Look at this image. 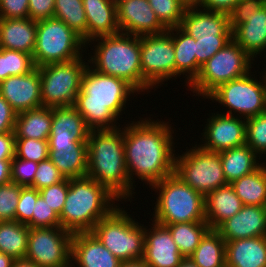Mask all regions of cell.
<instances>
[{
  "mask_svg": "<svg viewBox=\"0 0 266 267\" xmlns=\"http://www.w3.org/2000/svg\"><path fill=\"white\" fill-rule=\"evenodd\" d=\"M147 118L141 117L142 120L126 124L123 136L130 183L133 185L137 177L150 187L174 173L177 155L173 149V126L169 122Z\"/></svg>",
  "mask_w": 266,
  "mask_h": 267,
  "instance_id": "obj_1",
  "label": "cell"
},
{
  "mask_svg": "<svg viewBox=\"0 0 266 267\" xmlns=\"http://www.w3.org/2000/svg\"><path fill=\"white\" fill-rule=\"evenodd\" d=\"M134 93L139 94L124 79L97 72L88 64L74 107L90 130L115 129L120 127L117 126V119Z\"/></svg>",
  "mask_w": 266,
  "mask_h": 267,
  "instance_id": "obj_2",
  "label": "cell"
},
{
  "mask_svg": "<svg viewBox=\"0 0 266 267\" xmlns=\"http://www.w3.org/2000/svg\"><path fill=\"white\" fill-rule=\"evenodd\" d=\"M87 143L86 176L105 186L120 201L128 198L126 201L131 202L135 188L127 174L123 128L90 130Z\"/></svg>",
  "mask_w": 266,
  "mask_h": 267,
  "instance_id": "obj_3",
  "label": "cell"
},
{
  "mask_svg": "<svg viewBox=\"0 0 266 267\" xmlns=\"http://www.w3.org/2000/svg\"><path fill=\"white\" fill-rule=\"evenodd\" d=\"M119 199L105 186L84 176L69 179V188L60 217L61 228L72 234L91 232L94 226L107 217Z\"/></svg>",
  "mask_w": 266,
  "mask_h": 267,
  "instance_id": "obj_4",
  "label": "cell"
},
{
  "mask_svg": "<svg viewBox=\"0 0 266 267\" xmlns=\"http://www.w3.org/2000/svg\"><path fill=\"white\" fill-rule=\"evenodd\" d=\"M89 42H97L91 49L94 55H88L91 59L87 60L95 71L124 79L142 93L140 36L118 33Z\"/></svg>",
  "mask_w": 266,
  "mask_h": 267,
  "instance_id": "obj_5",
  "label": "cell"
},
{
  "mask_svg": "<svg viewBox=\"0 0 266 267\" xmlns=\"http://www.w3.org/2000/svg\"><path fill=\"white\" fill-rule=\"evenodd\" d=\"M151 189L158 195L152 221L163 226L206 221L205 197L174 173L151 185Z\"/></svg>",
  "mask_w": 266,
  "mask_h": 267,
  "instance_id": "obj_6",
  "label": "cell"
},
{
  "mask_svg": "<svg viewBox=\"0 0 266 267\" xmlns=\"http://www.w3.org/2000/svg\"><path fill=\"white\" fill-rule=\"evenodd\" d=\"M127 213L117 206L91 231L122 262L142 259L144 254L145 226Z\"/></svg>",
  "mask_w": 266,
  "mask_h": 267,
  "instance_id": "obj_7",
  "label": "cell"
},
{
  "mask_svg": "<svg viewBox=\"0 0 266 267\" xmlns=\"http://www.w3.org/2000/svg\"><path fill=\"white\" fill-rule=\"evenodd\" d=\"M84 47L87 46L82 37L62 20L51 17L37 21L36 42L32 55L35 67L83 57Z\"/></svg>",
  "mask_w": 266,
  "mask_h": 267,
  "instance_id": "obj_8",
  "label": "cell"
},
{
  "mask_svg": "<svg viewBox=\"0 0 266 267\" xmlns=\"http://www.w3.org/2000/svg\"><path fill=\"white\" fill-rule=\"evenodd\" d=\"M254 61L233 39L214 54L188 85L197 96L207 98L220 85L251 72Z\"/></svg>",
  "mask_w": 266,
  "mask_h": 267,
  "instance_id": "obj_9",
  "label": "cell"
},
{
  "mask_svg": "<svg viewBox=\"0 0 266 267\" xmlns=\"http://www.w3.org/2000/svg\"><path fill=\"white\" fill-rule=\"evenodd\" d=\"M82 57L39 66L42 107L74 106L88 62Z\"/></svg>",
  "mask_w": 266,
  "mask_h": 267,
  "instance_id": "obj_10",
  "label": "cell"
},
{
  "mask_svg": "<svg viewBox=\"0 0 266 267\" xmlns=\"http://www.w3.org/2000/svg\"><path fill=\"white\" fill-rule=\"evenodd\" d=\"M174 174L204 197L227 183L220 153L196 145L175 157Z\"/></svg>",
  "mask_w": 266,
  "mask_h": 267,
  "instance_id": "obj_11",
  "label": "cell"
},
{
  "mask_svg": "<svg viewBox=\"0 0 266 267\" xmlns=\"http://www.w3.org/2000/svg\"><path fill=\"white\" fill-rule=\"evenodd\" d=\"M252 73L254 72L220 85L207 99L227 107L228 112L224 114L245 119L266 112L265 74L262 73L263 79L258 81Z\"/></svg>",
  "mask_w": 266,
  "mask_h": 267,
  "instance_id": "obj_12",
  "label": "cell"
},
{
  "mask_svg": "<svg viewBox=\"0 0 266 267\" xmlns=\"http://www.w3.org/2000/svg\"><path fill=\"white\" fill-rule=\"evenodd\" d=\"M142 92L175 78L173 27L161 34L140 36ZM174 77V78H173Z\"/></svg>",
  "mask_w": 266,
  "mask_h": 267,
  "instance_id": "obj_13",
  "label": "cell"
},
{
  "mask_svg": "<svg viewBox=\"0 0 266 267\" xmlns=\"http://www.w3.org/2000/svg\"><path fill=\"white\" fill-rule=\"evenodd\" d=\"M72 237L61 227L29 228L25 259L38 267H72Z\"/></svg>",
  "mask_w": 266,
  "mask_h": 267,
  "instance_id": "obj_14",
  "label": "cell"
},
{
  "mask_svg": "<svg viewBox=\"0 0 266 267\" xmlns=\"http://www.w3.org/2000/svg\"><path fill=\"white\" fill-rule=\"evenodd\" d=\"M203 131L204 142L198 145L206 151L220 153L246 144V119L242 117L212 113Z\"/></svg>",
  "mask_w": 266,
  "mask_h": 267,
  "instance_id": "obj_15",
  "label": "cell"
},
{
  "mask_svg": "<svg viewBox=\"0 0 266 267\" xmlns=\"http://www.w3.org/2000/svg\"><path fill=\"white\" fill-rule=\"evenodd\" d=\"M120 33L135 36L161 34L168 29L159 21L148 0H122L117 4Z\"/></svg>",
  "mask_w": 266,
  "mask_h": 267,
  "instance_id": "obj_16",
  "label": "cell"
},
{
  "mask_svg": "<svg viewBox=\"0 0 266 267\" xmlns=\"http://www.w3.org/2000/svg\"><path fill=\"white\" fill-rule=\"evenodd\" d=\"M0 95L17 113L42 107L39 68L1 81Z\"/></svg>",
  "mask_w": 266,
  "mask_h": 267,
  "instance_id": "obj_17",
  "label": "cell"
},
{
  "mask_svg": "<svg viewBox=\"0 0 266 267\" xmlns=\"http://www.w3.org/2000/svg\"><path fill=\"white\" fill-rule=\"evenodd\" d=\"M153 223V224H152ZM145 227L144 254L142 260L149 267H178L185 258L166 226L152 222Z\"/></svg>",
  "mask_w": 266,
  "mask_h": 267,
  "instance_id": "obj_18",
  "label": "cell"
},
{
  "mask_svg": "<svg viewBox=\"0 0 266 267\" xmlns=\"http://www.w3.org/2000/svg\"><path fill=\"white\" fill-rule=\"evenodd\" d=\"M216 230L225 241L266 236V206L244 205Z\"/></svg>",
  "mask_w": 266,
  "mask_h": 267,
  "instance_id": "obj_19",
  "label": "cell"
},
{
  "mask_svg": "<svg viewBox=\"0 0 266 267\" xmlns=\"http://www.w3.org/2000/svg\"><path fill=\"white\" fill-rule=\"evenodd\" d=\"M120 267L115 257L92 232L74 233L71 242V266Z\"/></svg>",
  "mask_w": 266,
  "mask_h": 267,
  "instance_id": "obj_20",
  "label": "cell"
},
{
  "mask_svg": "<svg viewBox=\"0 0 266 267\" xmlns=\"http://www.w3.org/2000/svg\"><path fill=\"white\" fill-rule=\"evenodd\" d=\"M195 40L202 36L232 35L229 15L188 6L179 26Z\"/></svg>",
  "mask_w": 266,
  "mask_h": 267,
  "instance_id": "obj_21",
  "label": "cell"
},
{
  "mask_svg": "<svg viewBox=\"0 0 266 267\" xmlns=\"http://www.w3.org/2000/svg\"><path fill=\"white\" fill-rule=\"evenodd\" d=\"M87 20V44L100 37L120 33L117 5L110 0H82Z\"/></svg>",
  "mask_w": 266,
  "mask_h": 267,
  "instance_id": "obj_22",
  "label": "cell"
},
{
  "mask_svg": "<svg viewBox=\"0 0 266 267\" xmlns=\"http://www.w3.org/2000/svg\"><path fill=\"white\" fill-rule=\"evenodd\" d=\"M232 38L253 60L266 52V3L232 31Z\"/></svg>",
  "mask_w": 266,
  "mask_h": 267,
  "instance_id": "obj_23",
  "label": "cell"
},
{
  "mask_svg": "<svg viewBox=\"0 0 266 267\" xmlns=\"http://www.w3.org/2000/svg\"><path fill=\"white\" fill-rule=\"evenodd\" d=\"M37 21L30 18H0V48L33 55Z\"/></svg>",
  "mask_w": 266,
  "mask_h": 267,
  "instance_id": "obj_24",
  "label": "cell"
},
{
  "mask_svg": "<svg viewBox=\"0 0 266 267\" xmlns=\"http://www.w3.org/2000/svg\"><path fill=\"white\" fill-rule=\"evenodd\" d=\"M226 267H266V236L226 241Z\"/></svg>",
  "mask_w": 266,
  "mask_h": 267,
  "instance_id": "obj_25",
  "label": "cell"
},
{
  "mask_svg": "<svg viewBox=\"0 0 266 267\" xmlns=\"http://www.w3.org/2000/svg\"><path fill=\"white\" fill-rule=\"evenodd\" d=\"M243 203L231 184L221 186L205 197V217L210 229H216L226 219L238 213Z\"/></svg>",
  "mask_w": 266,
  "mask_h": 267,
  "instance_id": "obj_26",
  "label": "cell"
},
{
  "mask_svg": "<svg viewBox=\"0 0 266 267\" xmlns=\"http://www.w3.org/2000/svg\"><path fill=\"white\" fill-rule=\"evenodd\" d=\"M220 159L224 177L229 184L254 172L263 164V162L260 161L259 163L258 161L260 156L247 144L220 152Z\"/></svg>",
  "mask_w": 266,
  "mask_h": 267,
  "instance_id": "obj_27",
  "label": "cell"
},
{
  "mask_svg": "<svg viewBox=\"0 0 266 267\" xmlns=\"http://www.w3.org/2000/svg\"><path fill=\"white\" fill-rule=\"evenodd\" d=\"M52 125V108L39 107L17 113L15 138L48 140Z\"/></svg>",
  "mask_w": 266,
  "mask_h": 267,
  "instance_id": "obj_28",
  "label": "cell"
},
{
  "mask_svg": "<svg viewBox=\"0 0 266 267\" xmlns=\"http://www.w3.org/2000/svg\"><path fill=\"white\" fill-rule=\"evenodd\" d=\"M87 154V141H80L71 150L49 151V159L65 178H80L87 174Z\"/></svg>",
  "mask_w": 266,
  "mask_h": 267,
  "instance_id": "obj_29",
  "label": "cell"
},
{
  "mask_svg": "<svg viewBox=\"0 0 266 267\" xmlns=\"http://www.w3.org/2000/svg\"><path fill=\"white\" fill-rule=\"evenodd\" d=\"M175 32V33H174ZM173 45L175 52V79L181 74L187 86L196 78L195 39L179 26L173 27Z\"/></svg>",
  "mask_w": 266,
  "mask_h": 267,
  "instance_id": "obj_30",
  "label": "cell"
},
{
  "mask_svg": "<svg viewBox=\"0 0 266 267\" xmlns=\"http://www.w3.org/2000/svg\"><path fill=\"white\" fill-rule=\"evenodd\" d=\"M226 241L216 229H209L189 258L198 267H226Z\"/></svg>",
  "mask_w": 266,
  "mask_h": 267,
  "instance_id": "obj_31",
  "label": "cell"
},
{
  "mask_svg": "<svg viewBox=\"0 0 266 267\" xmlns=\"http://www.w3.org/2000/svg\"><path fill=\"white\" fill-rule=\"evenodd\" d=\"M231 185L243 205L266 206V162Z\"/></svg>",
  "mask_w": 266,
  "mask_h": 267,
  "instance_id": "obj_32",
  "label": "cell"
},
{
  "mask_svg": "<svg viewBox=\"0 0 266 267\" xmlns=\"http://www.w3.org/2000/svg\"><path fill=\"white\" fill-rule=\"evenodd\" d=\"M29 227L15 220L0 221V252L13 259H25Z\"/></svg>",
  "mask_w": 266,
  "mask_h": 267,
  "instance_id": "obj_33",
  "label": "cell"
},
{
  "mask_svg": "<svg viewBox=\"0 0 266 267\" xmlns=\"http://www.w3.org/2000/svg\"><path fill=\"white\" fill-rule=\"evenodd\" d=\"M165 226L169 229L180 253L185 258L195 251L202 237L210 229L206 221L184 222Z\"/></svg>",
  "mask_w": 266,
  "mask_h": 267,
  "instance_id": "obj_34",
  "label": "cell"
},
{
  "mask_svg": "<svg viewBox=\"0 0 266 267\" xmlns=\"http://www.w3.org/2000/svg\"><path fill=\"white\" fill-rule=\"evenodd\" d=\"M53 17L65 22L87 44V20L82 0H55Z\"/></svg>",
  "mask_w": 266,
  "mask_h": 267,
  "instance_id": "obj_35",
  "label": "cell"
},
{
  "mask_svg": "<svg viewBox=\"0 0 266 267\" xmlns=\"http://www.w3.org/2000/svg\"><path fill=\"white\" fill-rule=\"evenodd\" d=\"M51 129L68 130L79 141H87L90 129L74 106L53 107Z\"/></svg>",
  "mask_w": 266,
  "mask_h": 267,
  "instance_id": "obj_36",
  "label": "cell"
},
{
  "mask_svg": "<svg viewBox=\"0 0 266 267\" xmlns=\"http://www.w3.org/2000/svg\"><path fill=\"white\" fill-rule=\"evenodd\" d=\"M34 68L31 54L0 48V82L10 76L30 73Z\"/></svg>",
  "mask_w": 266,
  "mask_h": 267,
  "instance_id": "obj_37",
  "label": "cell"
},
{
  "mask_svg": "<svg viewBox=\"0 0 266 267\" xmlns=\"http://www.w3.org/2000/svg\"><path fill=\"white\" fill-rule=\"evenodd\" d=\"M148 3L167 29L180 26L188 7L182 0H148Z\"/></svg>",
  "mask_w": 266,
  "mask_h": 267,
  "instance_id": "obj_38",
  "label": "cell"
},
{
  "mask_svg": "<svg viewBox=\"0 0 266 267\" xmlns=\"http://www.w3.org/2000/svg\"><path fill=\"white\" fill-rule=\"evenodd\" d=\"M232 35L202 36L195 40L196 76L214 54L232 40Z\"/></svg>",
  "mask_w": 266,
  "mask_h": 267,
  "instance_id": "obj_39",
  "label": "cell"
},
{
  "mask_svg": "<svg viewBox=\"0 0 266 267\" xmlns=\"http://www.w3.org/2000/svg\"><path fill=\"white\" fill-rule=\"evenodd\" d=\"M246 144L260 157L266 154V112L246 119Z\"/></svg>",
  "mask_w": 266,
  "mask_h": 267,
  "instance_id": "obj_40",
  "label": "cell"
},
{
  "mask_svg": "<svg viewBox=\"0 0 266 267\" xmlns=\"http://www.w3.org/2000/svg\"><path fill=\"white\" fill-rule=\"evenodd\" d=\"M15 156L24 160L39 163L49 158L48 140L33 138H15Z\"/></svg>",
  "mask_w": 266,
  "mask_h": 267,
  "instance_id": "obj_41",
  "label": "cell"
},
{
  "mask_svg": "<svg viewBox=\"0 0 266 267\" xmlns=\"http://www.w3.org/2000/svg\"><path fill=\"white\" fill-rule=\"evenodd\" d=\"M22 187L14 182L0 185V221L15 220V212Z\"/></svg>",
  "mask_w": 266,
  "mask_h": 267,
  "instance_id": "obj_42",
  "label": "cell"
},
{
  "mask_svg": "<svg viewBox=\"0 0 266 267\" xmlns=\"http://www.w3.org/2000/svg\"><path fill=\"white\" fill-rule=\"evenodd\" d=\"M40 196L39 190L30 186L22 187L15 212V221L32 228L34 205Z\"/></svg>",
  "mask_w": 266,
  "mask_h": 267,
  "instance_id": "obj_43",
  "label": "cell"
},
{
  "mask_svg": "<svg viewBox=\"0 0 266 267\" xmlns=\"http://www.w3.org/2000/svg\"><path fill=\"white\" fill-rule=\"evenodd\" d=\"M64 179L65 177L59 172L58 168L47 158L38 163L33 184L30 187L41 190L58 184Z\"/></svg>",
  "mask_w": 266,
  "mask_h": 267,
  "instance_id": "obj_44",
  "label": "cell"
},
{
  "mask_svg": "<svg viewBox=\"0 0 266 267\" xmlns=\"http://www.w3.org/2000/svg\"><path fill=\"white\" fill-rule=\"evenodd\" d=\"M38 163L13 157L11 161V182L20 186H31L34 181Z\"/></svg>",
  "mask_w": 266,
  "mask_h": 267,
  "instance_id": "obj_45",
  "label": "cell"
},
{
  "mask_svg": "<svg viewBox=\"0 0 266 267\" xmlns=\"http://www.w3.org/2000/svg\"><path fill=\"white\" fill-rule=\"evenodd\" d=\"M61 227L60 217L40 195L34 205L32 228Z\"/></svg>",
  "mask_w": 266,
  "mask_h": 267,
  "instance_id": "obj_46",
  "label": "cell"
},
{
  "mask_svg": "<svg viewBox=\"0 0 266 267\" xmlns=\"http://www.w3.org/2000/svg\"><path fill=\"white\" fill-rule=\"evenodd\" d=\"M69 188V178H65L58 184L39 190L40 195L47 204L60 215L64 207L66 196Z\"/></svg>",
  "mask_w": 266,
  "mask_h": 267,
  "instance_id": "obj_47",
  "label": "cell"
},
{
  "mask_svg": "<svg viewBox=\"0 0 266 267\" xmlns=\"http://www.w3.org/2000/svg\"><path fill=\"white\" fill-rule=\"evenodd\" d=\"M266 0H240L229 14L230 29L233 31L238 25L247 21V16L260 9Z\"/></svg>",
  "mask_w": 266,
  "mask_h": 267,
  "instance_id": "obj_48",
  "label": "cell"
},
{
  "mask_svg": "<svg viewBox=\"0 0 266 267\" xmlns=\"http://www.w3.org/2000/svg\"><path fill=\"white\" fill-rule=\"evenodd\" d=\"M29 0H0V18H29Z\"/></svg>",
  "mask_w": 266,
  "mask_h": 267,
  "instance_id": "obj_49",
  "label": "cell"
},
{
  "mask_svg": "<svg viewBox=\"0 0 266 267\" xmlns=\"http://www.w3.org/2000/svg\"><path fill=\"white\" fill-rule=\"evenodd\" d=\"M79 142L68 130L51 129L48 139L49 151L71 150Z\"/></svg>",
  "mask_w": 266,
  "mask_h": 267,
  "instance_id": "obj_50",
  "label": "cell"
},
{
  "mask_svg": "<svg viewBox=\"0 0 266 267\" xmlns=\"http://www.w3.org/2000/svg\"><path fill=\"white\" fill-rule=\"evenodd\" d=\"M55 0H29V18L34 21L54 16Z\"/></svg>",
  "mask_w": 266,
  "mask_h": 267,
  "instance_id": "obj_51",
  "label": "cell"
},
{
  "mask_svg": "<svg viewBox=\"0 0 266 267\" xmlns=\"http://www.w3.org/2000/svg\"><path fill=\"white\" fill-rule=\"evenodd\" d=\"M17 112L0 95V134L14 132Z\"/></svg>",
  "mask_w": 266,
  "mask_h": 267,
  "instance_id": "obj_52",
  "label": "cell"
},
{
  "mask_svg": "<svg viewBox=\"0 0 266 267\" xmlns=\"http://www.w3.org/2000/svg\"><path fill=\"white\" fill-rule=\"evenodd\" d=\"M240 0H199L197 6L214 12L230 14Z\"/></svg>",
  "mask_w": 266,
  "mask_h": 267,
  "instance_id": "obj_53",
  "label": "cell"
},
{
  "mask_svg": "<svg viewBox=\"0 0 266 267\" xmlns=\"http://www.w3.org/2000/svg\"><path fill=\"white\" fill-rule=\"evenodd\" d=\"M15 156V133L0 134V160L13 159Z\"/></svg>",
  "mask_w": 266,
  "mask_h": 267,
  "instance_id": "obj_54",
  "label": "cell"
},
{
  "mask_svg": "<svg viewBox=\"0 0 266 267\" xmlns=\"http://www.w3.org/2000/svg\"><path fill=\"white\" fill-rule=\"evenodd\" d=\"M11 161L12 159L0 160V185L11 182Z\"/></svg>",
  "mask_w": 266,
  "mask_h": 267,
  "instance_id": "obj_55",
  "label": "cell"
},
{
  "mask_svg": "<svg viewBox=\"0 0 266 267\" xmlns=\"http://www.w3.org/2000/svg\"><path fill=\"white\" fill-rule=\"evenodd\" d=\"M120 267H149L142 259L125 261L121 263Z\"/></svg>",
  "mask_w": 266,
  "mask_h": 267,
  "instance_id": "obj_56",
  "label": "cell"
},
{
  "mask_svg": "<svg viewBox=\"0 0 266 267\" xmlns=\"http://www.w3.org/2000/svg\"><path fill=\"white\" fill-rule=\"evenodd\" d=\"M14 260L11 256L0 252V267H11Z\"/></svg>",
  "mask_w": 266,
  "mask_h": 267,
  "instance_id": "obj_57",
  "label": "cell"
},
{
  "mask_svg": "<svg viewBox=\"0 0 266 267\" xmlns=\"http://www.w3.org/2000/svg\"><path fill=\"white\" fill-rule=\"evenodd\" d=\"M11 267H38V266L26 259H17L13 261Z\"/></svg>",
  "mask_w": 266,
  "mask_h": 267,
  "instance_id": "obj_58",
  "label": "cell"
},
{
  "mask_svg": "<svg viewBox=\"0 0 266 267\" xmlns=\"http://www.w3.org/2000/svg\"><path fill=\"white\" fill-rule=\"evenodd\" d=\"M178 267H198L189 257L184 258Z\"/></svg>",
  "mask_w": 266,
  "mask_h": 267,
  "instance_id": "obj_59",
  "label": "cell"
},
{
  "mask_svg": "<svg viewBox=\"0 0 266 267\" xmlns=\"http://www.w3.org/2000/svg\"><path fill=\"white\" fill-rule=\"evenodd\" d=\"M188 6H195L198 4L199 0H182Z\"/></svg>",
  "mask_w": 266,
  "mask_h": 267,
  "instance_id": "obj_60",
  "label": "cell"
},
{
  "mask_svg": "<svg viewBox=\"0 0 266 267\" xmlns=\"http://www.w3.org/2000/svg\"><path fill=\"white\" fill-rule=\"evenodd\" d=\"M112 3H114V4H118L119 2H121L122 0H110Z\"/></svg>",
  "mask_w": 266,
  "mask_h": 267,
  "instance_id": "obj_61",
  "label": "cell"
}]
</instances>
